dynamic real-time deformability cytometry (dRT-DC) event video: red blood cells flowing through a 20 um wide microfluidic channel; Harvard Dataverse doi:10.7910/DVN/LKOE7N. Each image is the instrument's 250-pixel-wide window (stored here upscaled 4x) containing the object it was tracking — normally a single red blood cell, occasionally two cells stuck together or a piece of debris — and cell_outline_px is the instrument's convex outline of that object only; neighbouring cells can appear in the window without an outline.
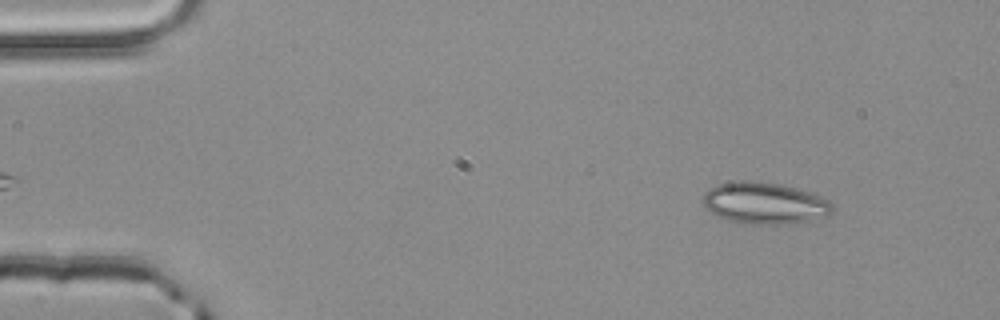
{"species": "common noctule bat (a hibernating species)", "species_latin": "Nyctalus noctula", "temperature_condition": "room temperature", "stored_images_in_passage": 49, "camera_frame_rate_fps": 3000, "um_per_image_px": 0.085, "animal": {"sex": "male", "body_mass_g": 20.4}, "frame": {"image": 1, "passage_image": 3, "time_ms": 0.667, "image_size_px": [1000, 320], "cell_outline_px": [[836, 208], [828, 216], [792, 224], [744, 224], [728, 220], [716, 216], [708, 212], [704, 208], [704, 192], [708, 188], [716, 184], [736, 180], [756, 180], [780, 184], [796, 188], [820, 196], [828, 200]], "centroid_in_image_um": [64.96, 17.27], "position_along_channel_um": 20.0, "area_um2": 32.02}}
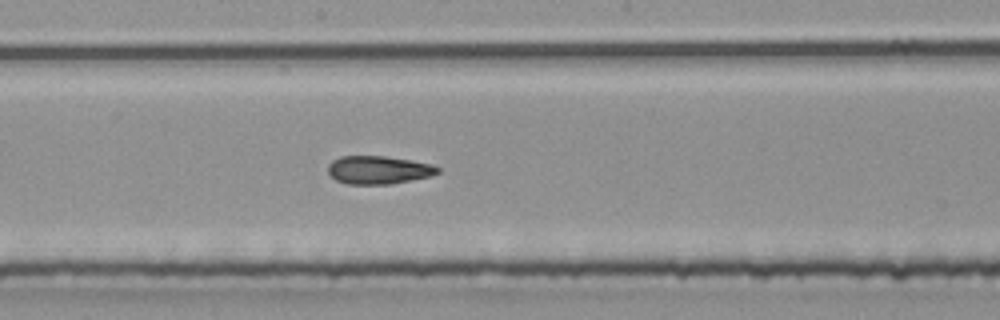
{"frame": {"image": 2, "passage_image": 25, "time_ms": 8.0, "image_size_px": [1000, 320], "cell_outline_px": [[440, 172], [432, 176], [388, 184], [348, 184], [336, 180], [328, 172], [328, 164], [332, 160], [340, 156], [384, 156], [412, 160], [432, 164], [440, 168]], "centroid_in_image_um": [32.18, 14.44], "position_along_channel_um": 216.0, "area_um2": 18.03}}
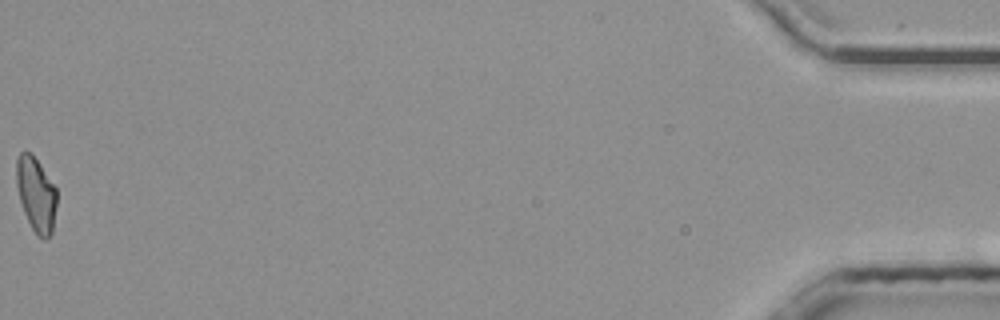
{"frame": {"image": 3, "passage_image": 49, "time_ms": 16.0, "image_size_px": [1000, 320], "cell_outline_px": [[56, 204], [52, 232], [44, 240], [40, 240], [36, 236], [24, 212], [20, 200], [16, 184], [16, 160], [20, 152], [32, 152], [56, 188]], "centroid_in_image_um": [3.06, 16.52], "position_along_channel_um": 432.1, "area_um2": 17.51}, "authors_computed_cell_mechanics": {"area_um2": 18.1492, "velocity_mm_per_s": 4.0309, "shape_relaxation_time_tau1_ms": null, "shape_relaxation_time_tau2_ms": 3.136, "deformation_change_tau1": null, "deformation_change_tau2": 0.1011}}